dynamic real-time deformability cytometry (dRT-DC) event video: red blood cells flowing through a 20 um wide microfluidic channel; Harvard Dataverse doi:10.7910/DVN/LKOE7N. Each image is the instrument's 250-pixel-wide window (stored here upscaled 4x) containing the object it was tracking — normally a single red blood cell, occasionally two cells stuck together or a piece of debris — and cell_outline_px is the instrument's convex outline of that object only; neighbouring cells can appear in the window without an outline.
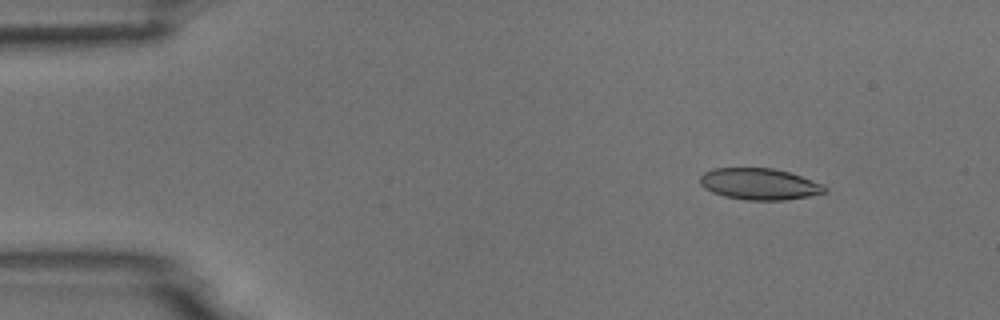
{"species": "common noctule bat (a hibernating species)", "species_latin": "Nyctalus noctula", "temperature_condition": "room temperature", "stored_images_in_passage": 9, "camera_frame_rate_fps": 3000, "um_per_image_px": 0.085, "animal": {"sex": "male", "body_mass_g": 18.8}, "frame": {"image": 1, "passage_image": 2, "time_ms": 2.0, "image_size_px": [1000, 320], "cell_outline_px": [[828, 192], [808, 196], [784, 200], [748, 200], [724, 196], [712, 192], [704, 188], [700, 184], [700, 176], [704, 172], [712, 168], [772, 168], [788, 172], [824, 184], [828, 188]], "centroid_in_image_um": [64.55, 15.64], "position_along_channel_um": 20.5, "area_um2": 22.89}}